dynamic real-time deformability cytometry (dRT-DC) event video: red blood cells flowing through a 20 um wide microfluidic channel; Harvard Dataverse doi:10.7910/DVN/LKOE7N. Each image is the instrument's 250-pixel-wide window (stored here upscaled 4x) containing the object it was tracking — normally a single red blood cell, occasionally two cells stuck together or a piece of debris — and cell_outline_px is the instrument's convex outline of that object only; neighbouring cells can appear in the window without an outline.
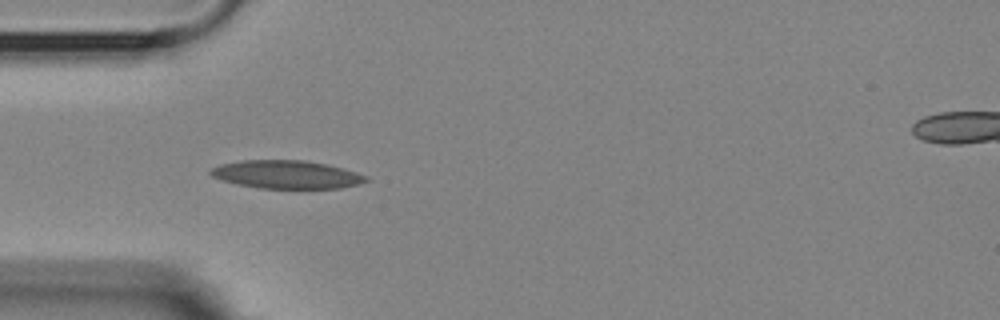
{"species": "Egyptian fruit bat (a non-hibernating species)", "species_latin": "Rousettus aegyptiacus", "temperature_condition": "room temperature", "stored_images_in_passage": 4, "camera_frame_rate_fps": 3000, "um_per_image_px": 0.085, "animal": {"sex": "female"}, "frame": {"image": 1, "passage_image": 3, "time_ms": 2.333, "image_size_px": [1000, 320], "cell_outline_px": [[368, 180], [360, 184], [340, 188], [260, 188], [236, 184], [212, 176], [208, 172], [212, 168], [220, 164], [240, 160], [304, 160], [328, 164], [356, 172], [368, 176]], "centroid_in_image_um": [24.37, 14.82], "position_along_channel_um": 60.6, "area_um2": 25.49}}
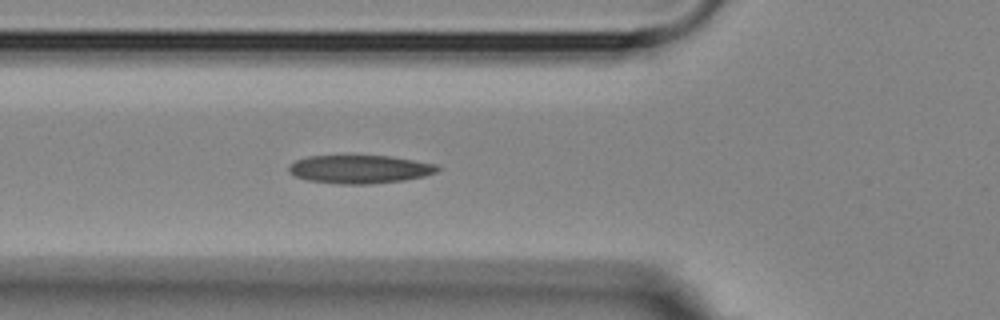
{"frame": {"image": 2, "passage_image": 4, "time_ms": 3.333, "image_size_px": [1000, 320], "cell_outline_px": [[444, 168], [436, 172], [424, 176], [404, 180], [368, 184], [340, 184], [308, 180], [296, 176], [288, 172], [288, 168], [296, 160], [308, 156], [392, 156], [436, 164]], "centroid_in_image_um": [30.62, 14.38], "position_along_channel_um": 95.2, "area_um2": 24.45}}